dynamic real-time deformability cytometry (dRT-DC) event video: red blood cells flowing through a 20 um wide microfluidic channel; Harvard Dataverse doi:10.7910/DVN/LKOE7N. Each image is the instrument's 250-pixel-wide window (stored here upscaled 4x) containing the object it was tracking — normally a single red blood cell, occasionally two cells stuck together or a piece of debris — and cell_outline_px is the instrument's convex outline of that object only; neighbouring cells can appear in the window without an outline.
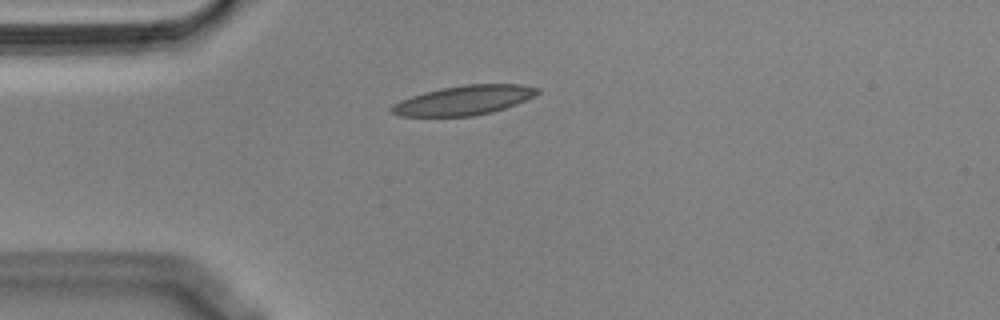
{"species": "Egyptian fruit bat (a non-hibernating species)", "species_latin": "Rousettus aegyptiacus", "temperature_condition": "cold", "stored_images_in_passage": 43, "camera_frame_rate_fps": 3000, "um_per_image_px": 0.085, "animal": {"sex": "male"}, "frame": {"image": 1, "passage_image": 1, "time_ms": 0.0, "image_size_px": [1000, 320], "cell_outline_px": [[540, 92], [516, 104], [492, 112], [472, 116], [400, 116], [388, 112], [388, 108], [392, 104], [400, 100], [424, 92], [440, 88], [464, 84], [520, 84], [540, 88]], "centroid_in_image_um": [39.38, 8.52], "position_along_channel_um": 45.6, "area_um2": 25.09}}
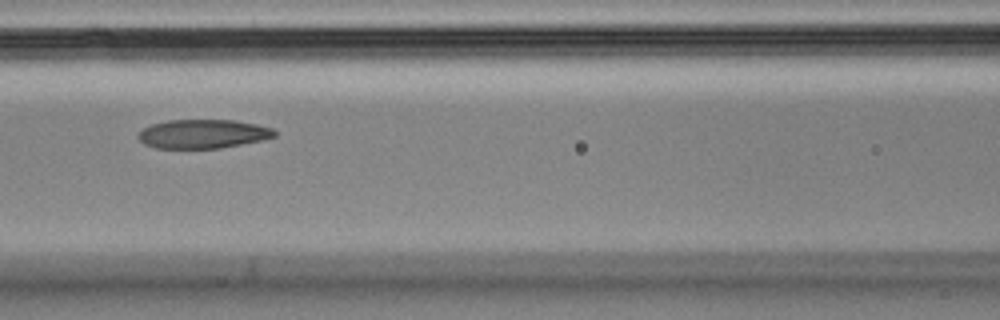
{"frame": {"image": 2, "passage_image": 11, "time_ms": 3.333, "image_size_px": [1000, 320], "cell_outline_px": [[276, 136], [264, 140], [220, 148], [156, 148], [144, 144], [136, 136], [144, 128], [152, 124], [168, 120], [232, 120], [256, 124], [272, 128], [276, 132]], "centroid_in_image_um": [17.26, 11.38], "position_along_channel_um": 149.3, "area_um2": 22.95}}
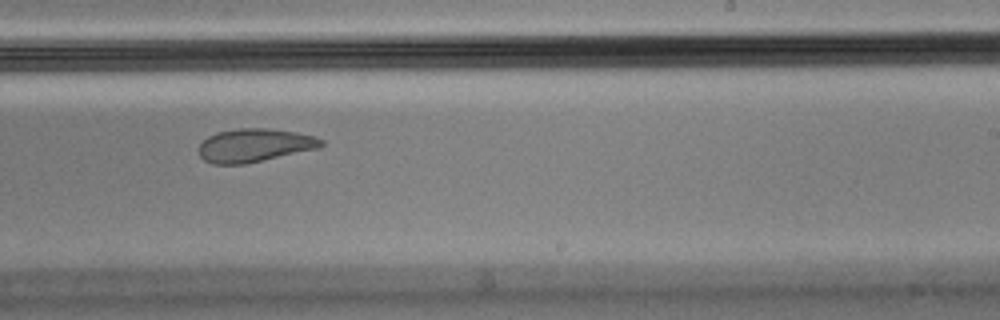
{"frame": {"image": 3, "passage_image": 21, "time_ms": 6.667, "image_size_px": [1000, 320], "cell_outline_px": [[324, 144], [320, 148], [244, 164], [212, 164], [204, 160], [200, 156], [200, 144], [208, 136], [216, 132], [236, 128], [268, 128], [296, 132], [312, 136], [324, 140]], "centroid_in_image_um": [21.64, 12.34], "position_along_channel_um": 267.4, "area_um2": 23.76}, "authors_computed_cell_mechanics": {"area_um2": 25.2008, "velocity_mm_per_s": 3.5531, "shape_relaxation_time_tau1_ms": null, "shape_relaxation_time_tau2_ms": 2.2508, "deformation_change_tau1": null, "deformation_change_tau2": 0.0796}}